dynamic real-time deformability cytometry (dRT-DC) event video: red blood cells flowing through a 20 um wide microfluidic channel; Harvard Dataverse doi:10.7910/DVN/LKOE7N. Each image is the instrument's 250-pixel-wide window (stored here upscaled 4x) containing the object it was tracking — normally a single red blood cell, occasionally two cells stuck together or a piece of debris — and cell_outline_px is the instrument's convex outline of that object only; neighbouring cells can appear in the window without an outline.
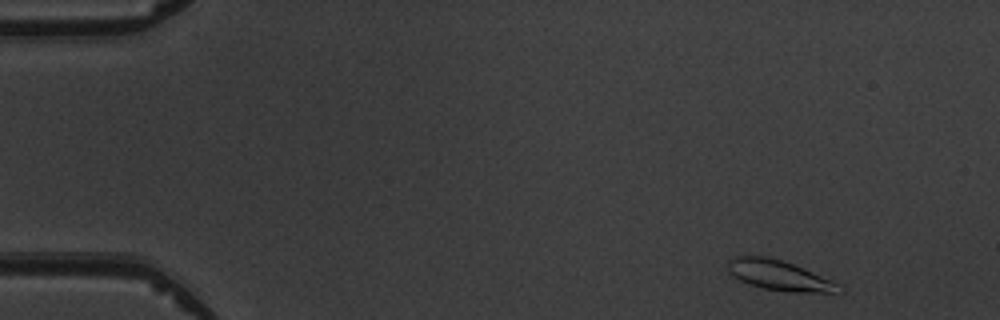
{"species": "common noctule bat (a hibernating species)", "species_latin": "Nyctalus noctula", "temperature_condition": "warm", "stored_images_in_passage": 4, "camera_frame_rate_fps": 3000, "um_per_image_px": 0.085, "animal": {"sex": "male", "body_mass_g": 19.5, "forearm_length_mm": 54.6}, "frame": {"image": 1, "passage_image": 1, "time_ms": 0.0, "image_size_px": [1000, 320], "cell_outline_px": [[844, 292], [788, 292], [764, 288], [748, 284], [740, 280], [728, 272], [728, 260], [732, 256], [768, 256], [792, 264], [832, 280], [840, 284], [844, 288]], "centroid_in_image_um": [66.24, 23.41], "position_along_channel_um": 18.8, "area_um2": 19.42}}